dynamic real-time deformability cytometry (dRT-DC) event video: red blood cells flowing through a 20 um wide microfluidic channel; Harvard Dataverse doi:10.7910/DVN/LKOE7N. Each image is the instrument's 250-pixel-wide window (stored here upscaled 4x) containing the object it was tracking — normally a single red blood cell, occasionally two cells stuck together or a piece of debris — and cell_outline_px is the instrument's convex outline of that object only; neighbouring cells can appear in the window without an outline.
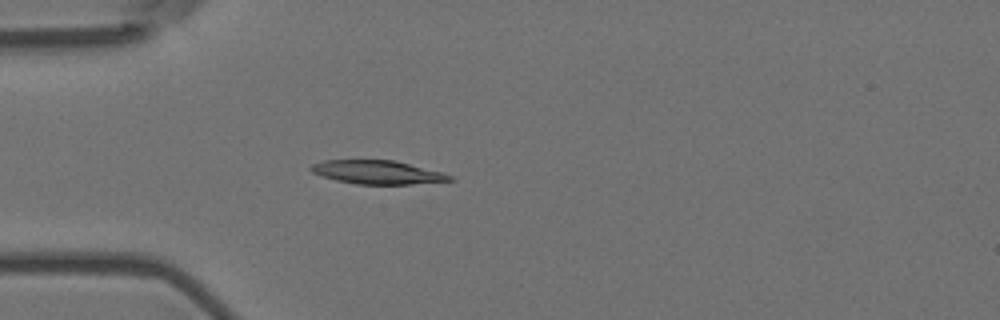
{"species": "Egyptian fruit bat (a non-hibernating species)", "species_latin": "Rousettus aegyptiacus", "temperature_condition": "room temperature", "stored_images_in_passage": 5, "camera_frame_rate_fps": 3000, "um_per_image_px": 0.085, "animal": {"sex": "female"}, "frame": {"image": 1, "passage_image": 5, "time_ms": 1.333, "image_size_px": [1000, 320], "cell_outline_px": [[456, 180], [412, 184], [356, 184], [336, 180], [312, 172], [308, 168], [312, 164], [324, 160], [396, 160], [444, 172], [452, 176]], "centroid_in_image_um": [32.13, 14.63], "position_along_channel_um": 52.9, "area_um2": 19.19}}